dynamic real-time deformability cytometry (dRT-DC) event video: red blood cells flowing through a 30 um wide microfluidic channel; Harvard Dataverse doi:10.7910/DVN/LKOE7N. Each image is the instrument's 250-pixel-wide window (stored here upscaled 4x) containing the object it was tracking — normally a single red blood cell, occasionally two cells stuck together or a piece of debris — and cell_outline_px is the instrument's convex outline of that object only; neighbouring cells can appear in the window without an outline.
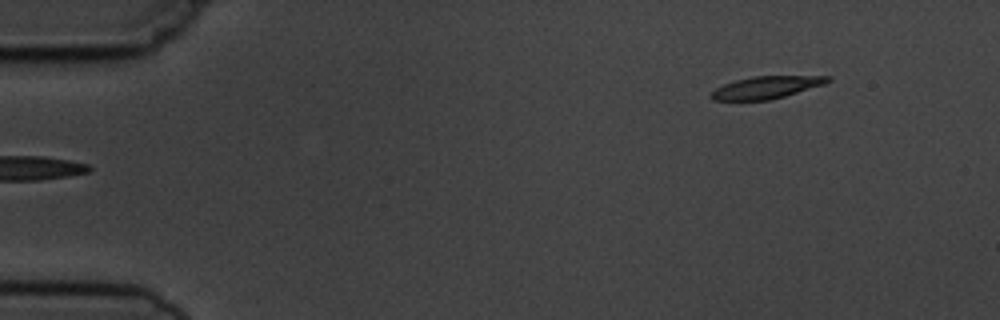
{"species": "common noctule bat (a hibernating species)", "species_latin": "Nyctalus noctula", "temperature_condition": "cold", "stored_images_in_passage": 5, "segment_of_instrument_passage": [2, 2], "camera_frame_rate_fps": 3000, "um_per_image_px": 0.085, "animal": {"sex": "male", "body_mass_g": 19.5, "forearm_length_mm": 54.6}, "frame": {"image": 1, "passage_image": 5, "time_ms": 5.667, "image_size_px": [1000, 320], "cell_outline_px": [[832, 80], [824, 84], [784, 96], [768, 100], [712, 100], [708, 96], [716, 88], [724, 84], [736, 80], [752, 76], [832, 76]], "centroid_in_image_um": [65.12, 7.42], "position_along_channel_um": 19.9, "area_um2": 15.03}}